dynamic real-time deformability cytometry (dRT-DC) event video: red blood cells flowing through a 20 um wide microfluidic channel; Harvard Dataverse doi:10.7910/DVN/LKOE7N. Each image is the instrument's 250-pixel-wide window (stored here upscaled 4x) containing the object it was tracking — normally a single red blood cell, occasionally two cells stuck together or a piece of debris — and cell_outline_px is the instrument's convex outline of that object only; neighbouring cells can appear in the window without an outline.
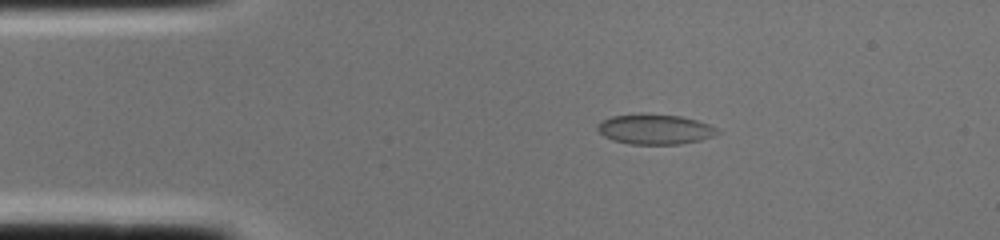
{"species": "common noctule bat (a hibernating species)", "species_latin": "Nyctalus noctula", "temperature_condition": "cold", "stored_images_in_passage": 1, "camera_frame_rate_fps": 3000, "um_per_image_px": 0.085, "animal": {"sex": "female", "body_mass_g": 22.0, "forearm_length_mm": 56.7}, "frame": {"image": 1, "passage_image": 1, "time_ms": 0.0, "image_size_px": [1000, 240], "cell_outline_px": [[720, 132], [716, 136], [700, 140], [680, 144], [632, 144], [612, 140], [604, 136], [596, 128], [596, 124], [612, 116], [640, 112], [644, 112], [680, 116], [696, 120], [708, 124], [716, 128]], "centroid_in_image_um": [55.66, 10.97], "position_along_channel_um": 29.3, "area_um2": 21.33}}